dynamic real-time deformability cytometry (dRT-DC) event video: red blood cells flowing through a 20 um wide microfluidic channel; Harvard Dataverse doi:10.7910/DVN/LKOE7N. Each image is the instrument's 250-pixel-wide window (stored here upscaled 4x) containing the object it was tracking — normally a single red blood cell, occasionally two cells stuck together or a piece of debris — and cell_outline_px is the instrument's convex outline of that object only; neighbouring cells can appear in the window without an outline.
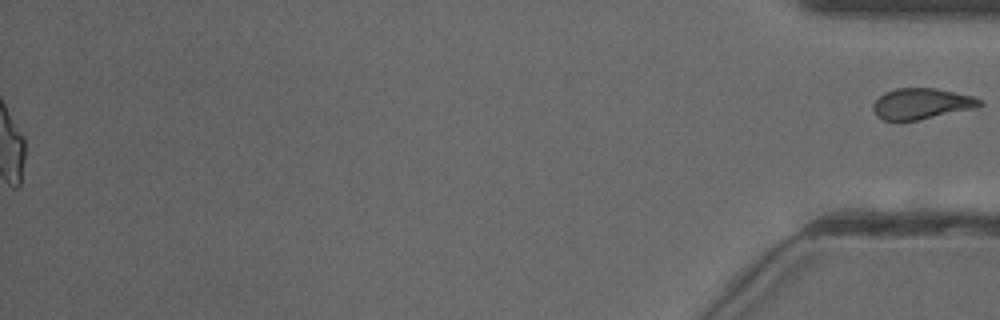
{"species": "common noctule bat (a hibernating species)", "species_latin": "Nyctalus noctula", "temperature_condition": "cold", "stored_images_in_passage": 55, "segment_of_instrument_passage": [2, 2], "camera_frame_rate_fps": 3000, "um_per_image_px": 0.085, "animal": {"sex": "female"}, "frame": {"image": 1, "passage_image": 55, "time_ms": 18.0, "image_size_px": [1000, 320], "cell_outline_px": [[984, 104], [980, 108], [916, 120], [884, 120], [876, 116], [872, 108], [872, 104], [884, 92], [896, 88], [936, 88], [972, 96], [980, 100]], "centroid_in_image_um": [78.35, 8.81], "position_along_channel_um": 356.9, "area_um2": 19.31}}